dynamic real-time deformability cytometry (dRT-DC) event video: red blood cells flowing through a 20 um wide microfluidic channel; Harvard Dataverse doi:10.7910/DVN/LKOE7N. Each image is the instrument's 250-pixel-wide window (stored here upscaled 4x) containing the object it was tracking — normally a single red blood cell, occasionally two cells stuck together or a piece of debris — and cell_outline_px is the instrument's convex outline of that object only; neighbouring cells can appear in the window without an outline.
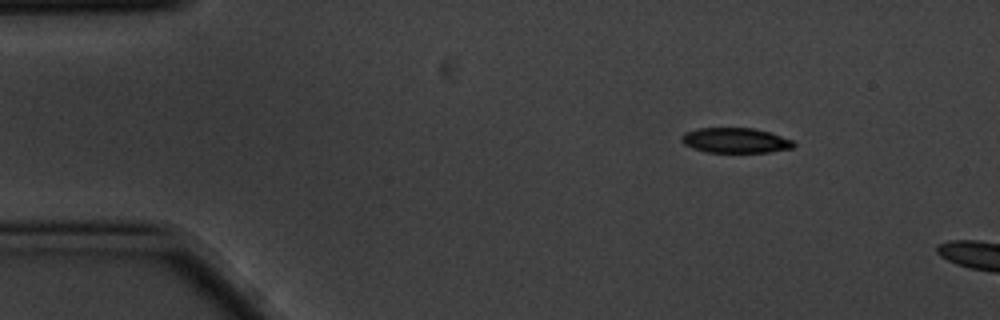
{"species": "common noctule bat (a hibernating species)", "species_latin": "Nyctalus noctula", "temperature_condition": "cold", "stored_images_in_passage": 3, "camera_frame_rate_fps": 3000, "um_per_image_px": 0.085, "animal": {"sex": "male", "body_mass_g": 20.1, "forearm_length_mm": 53.5}, "frame": {"image": 1, "passage_image": 1, "time_ms": 0.0, "image_size_px": [1000, 320], "cell_outline_px": [[796, 144], [792, 148], [768, 152], [708, 152], [692, 148], [684, 144], [680, 140], [680, 136], [684, 132], [696, 128], [752, 128], [768, 132], [792, 140]], "centroid_in_image_um": [62.45, 11.93], "position_along_channel_um": 22.5, "area_um2": 16.36}}